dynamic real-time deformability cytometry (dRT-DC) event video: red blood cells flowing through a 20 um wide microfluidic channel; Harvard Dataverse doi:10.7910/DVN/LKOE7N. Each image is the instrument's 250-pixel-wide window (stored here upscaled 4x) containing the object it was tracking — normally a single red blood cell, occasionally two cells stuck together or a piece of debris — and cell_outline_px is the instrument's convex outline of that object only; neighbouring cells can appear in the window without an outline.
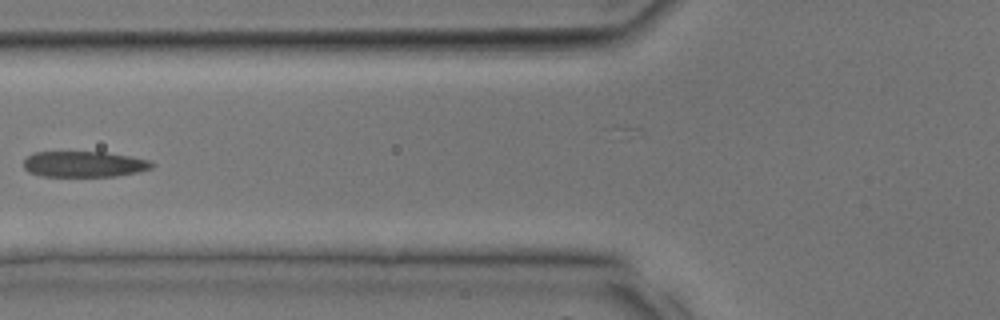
{"species": "common noctule bat (a hibernating species)", "species_latin": "Nyctalus noctula", "temperature_condition": "room temperature", "stored_images_in_passage": 6, "camera_frame_rate_fps": 3000, "um_per_image_px": 0.085, "animal": {"sex": "male", "body_mass_g": 17.9, "forearm_length_mm": 54.2}, "frame": {"image": 1, "passage_image": 4, "time_ms": 1.0, "image_size_px": [1000, 320], "cell_outline_px": [[156, 164], [152, 168], [136, 172], [116, 176], [44, 176], [28, 172], [24, 168], [24, 160], [32, 152], [104, 152], [132, 156], [148, 160]], "centroid_in_image_um": [7.15, 13.95], "position_along_channel_um": 118.7, "area_um2": 19.31}}